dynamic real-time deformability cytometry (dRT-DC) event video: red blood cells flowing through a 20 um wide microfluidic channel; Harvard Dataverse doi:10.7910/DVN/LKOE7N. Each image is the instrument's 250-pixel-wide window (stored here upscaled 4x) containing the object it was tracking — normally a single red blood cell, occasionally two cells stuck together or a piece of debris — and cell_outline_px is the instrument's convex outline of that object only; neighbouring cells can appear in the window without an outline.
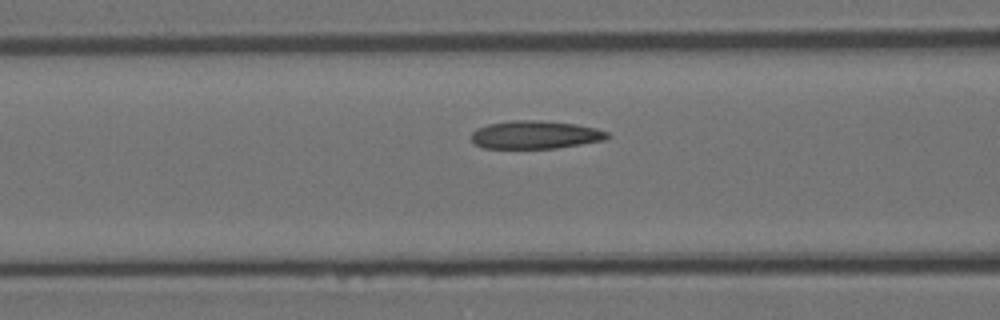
{"species": "Egyptian fruit bat (a non-hibernating species)", "species_latin": "Rousettus aegyptiacus", "temperature_condition": "room temperature", "stored_images_in_passage": 5, "camera_frame_rate_fps": 3000, "um_per_image_px": 0.085, "animal": {"sex": "female"}, "frame": {"image": 1, "passage_image": 4, "time_ms": 1.0, "image_size_px": [1000, 320], "cell_outline_px": [[612, 136], [608, 140], [556, 148], [480, 148], [472, 140], [472, 132], [476, 128], [488, 124], [512, 120], [536, 120], [576, 124], [596, 128], [608, 132]], "centroid_in_image_um": [45.54, 11.46], "position_along_channel_um": 121.1, "area_um2": 22.43}}